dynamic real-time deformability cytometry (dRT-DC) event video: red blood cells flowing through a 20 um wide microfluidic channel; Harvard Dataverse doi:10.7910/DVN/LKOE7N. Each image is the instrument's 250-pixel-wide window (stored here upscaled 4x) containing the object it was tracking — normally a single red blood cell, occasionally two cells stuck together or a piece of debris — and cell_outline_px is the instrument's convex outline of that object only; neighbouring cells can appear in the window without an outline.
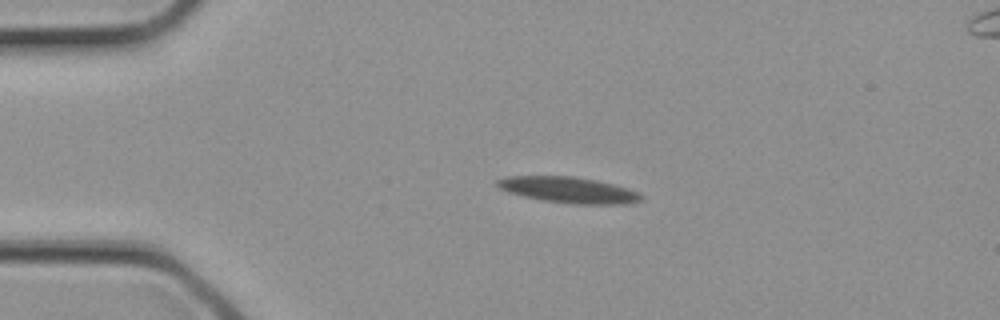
{"species": "common noctule bat (a hibernating species)", "species_latin": "Nyctalus noctula", "temperature_condition": "cold", "stored_images_in_passage": 3, "camera_frame_rate_fps": 3000, "um_per_image_px": 0.085, "animal": {"sex": "female", "body_mass_g": 21.9}, "frame": {"image": 1, "passage_image": 2, "time_ms": 0.333, "image_size_px": [1000, 320], "cell_outline_px": [[644, 196], [640, 200], [628, 204], [572, 204], [540, 200], [508, 192], [500, 188], [496, 184], [496, 180], [508, 176], [572, 176], [596, 180], [628, 188], [640, 192]], "centroid_in_image_um": [48.35, 16.15], "position_along_channel_um": 36.7, "area_um2": 21.85}}